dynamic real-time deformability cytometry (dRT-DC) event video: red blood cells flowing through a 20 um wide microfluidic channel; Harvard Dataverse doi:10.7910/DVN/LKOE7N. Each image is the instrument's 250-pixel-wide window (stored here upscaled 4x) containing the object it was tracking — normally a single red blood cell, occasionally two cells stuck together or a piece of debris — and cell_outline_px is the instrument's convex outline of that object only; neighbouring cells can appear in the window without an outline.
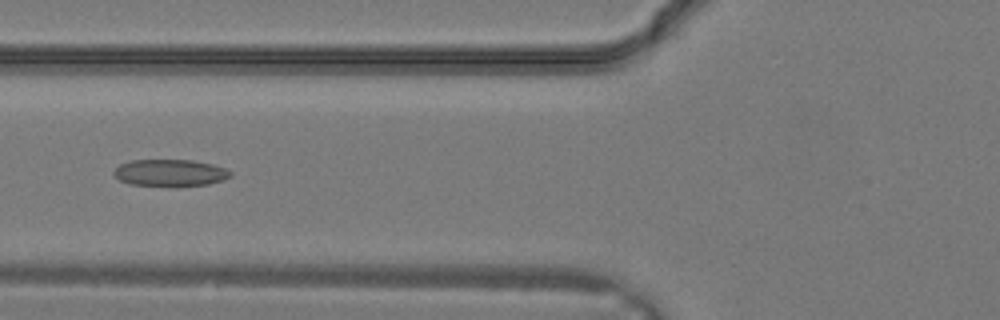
{"species": "common noctule bat (a hibernating species)", "species_latin": "Nyctalus noctula", "temperature_condition": "warm", "stored_images_in_passage": 17, "camera_frame_rate_fps": 3000, "um_per_image_px": 0.085, "animal": {"sex": "male", "body_mass_g": 19.2, "forearm_length_mm": 51.8}, "frame": {"image": 1, "passage_image": 4, "time_ms": 1.0, "image_size_px": [1000, 320], "cell_outline_px": [[232, 176], [224, 180], [208, 184], [132, 184], [120, 180], [112, 172], [120, 164], [132, 160], [192, 160], [212, 164], [224, 168], [232, 172]], "centroid_in_image_um": [14.49, 14.65], "position_along_channel_um": 111.3, "area_um2": 17.57}}
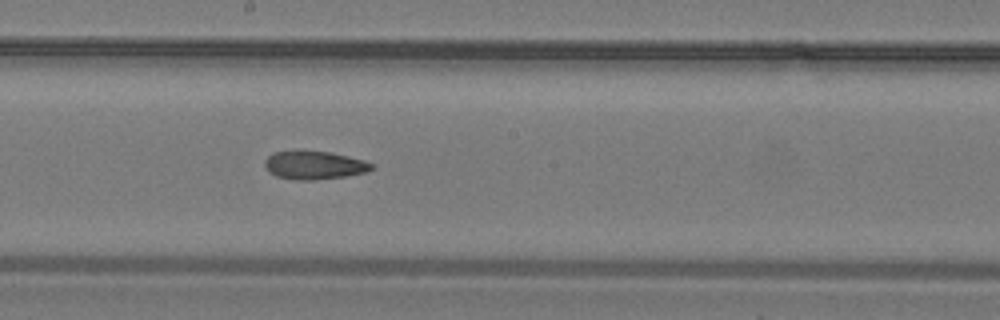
{"frame": {"image": 2, "passage_image": 9, "time_ms": 2.667, "image_size_px": [1000, 320], "cell_outline_px": [[376, 168], [368, 172], [344, 176], [312, 180], [300, 180], [276, 176], [264, 164], [264, 160], [272, 152], [296, 148], [332, 152], [364, 160], [372, 164]], "centroid_in_image_um": [26.71, 13.99], "position_along_channel_um": 221.5, "area_um2": 18.09}}
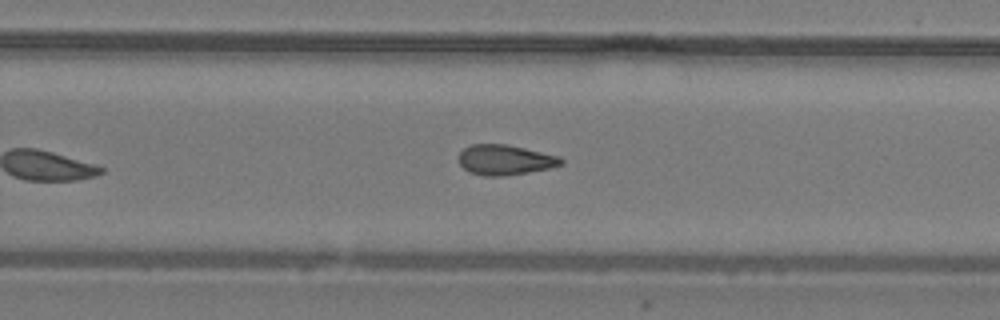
{"frame": {"image": 3, "passage_image": 12, "time_ms": 3.667, "image_size_px": [1000, 320], "cell_outline_px": [[564, 164], [552, 168], [504, 176], [484, 176], [468, 172], [460, 164], [460, 152], [464, 148], [472, 144], [504, 144], [524, 148], [560, 156], [564, 160]], "centroid_in_image_um": [42.96, 13.6], "position_along_channel_um": 286.8, "area_um2": 18.03}}